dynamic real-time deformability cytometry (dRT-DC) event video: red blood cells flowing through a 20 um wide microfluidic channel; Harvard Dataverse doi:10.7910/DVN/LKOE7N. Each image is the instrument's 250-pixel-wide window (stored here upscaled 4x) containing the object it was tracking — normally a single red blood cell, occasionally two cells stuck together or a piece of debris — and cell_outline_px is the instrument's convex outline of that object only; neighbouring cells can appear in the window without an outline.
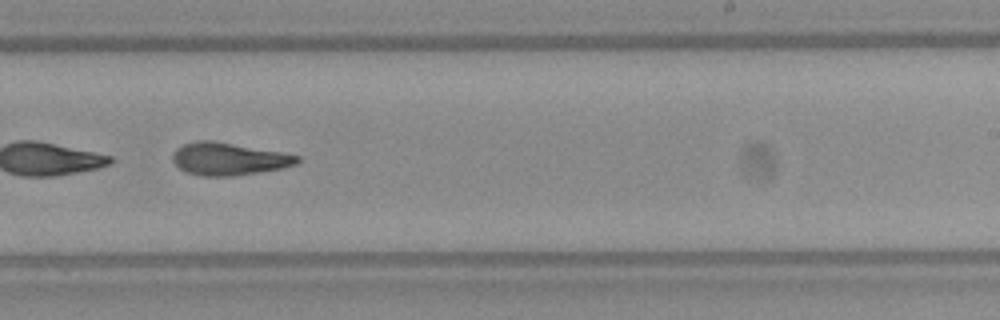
{"species": "Egyptian fruit bat (a non-hibernating species)", "species_latin": "Rousettus aegyptiacus", "temperature_condition": "warm", "stored_images_in_passage": 35, "camera_frame_rate_fps": 3000, "um_per_image_px": 0.085, "frame": {"image": 1, "passage_image": 16, "time_ms": 5.0, "image_size_px": [1000, 320], "cell_outline_px": [[300, 160], [296, 164], [284, 168], [260, 172], [232, 176], [204, 176], [188, 172], [180, 168], [172, 160], [172, 156], [176, 148], [184, 144], [196, 140], [212, 140], [280, 152], [300, 156]], "centroid_in_image_um": [19.44, 13.5], "position_along_channel_um": 269.6, "area_um2": 23.47}}